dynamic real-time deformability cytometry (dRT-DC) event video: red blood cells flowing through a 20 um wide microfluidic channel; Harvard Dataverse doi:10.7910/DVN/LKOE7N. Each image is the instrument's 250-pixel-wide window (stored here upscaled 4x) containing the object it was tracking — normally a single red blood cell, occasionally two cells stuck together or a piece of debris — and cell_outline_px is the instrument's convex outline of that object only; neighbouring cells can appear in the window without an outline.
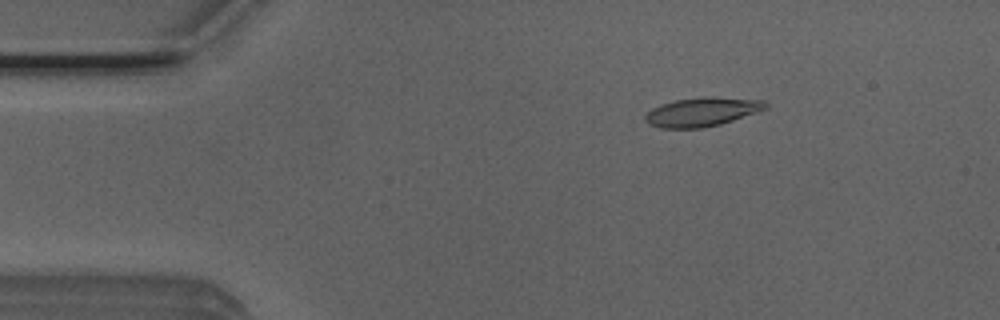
{"species": "Egyptian fruit bat (a non-hibernating species)", "species_latin": "Rousettus aegyptiacus", "temperature_condition": "room temperature", "stored_images_in_passage": 19, "camera_frame_rate_fps": 3000, "um_per_image_px": 0.085, "animal": {"sex": "male"}, "frame": {"image": 1, "passage_image": 8, "time_ms": 2.333, "image_size_px": [1000, 320], "cell_outline_px": [[768, 108], [720, 124], [704, 128], [660, 128], [648, 124], [644, 120], [644, 116], [652, 108], [660, 104], [676, 100], [764, 100], [768, 104]], "centroid_in_image_um": [59.57, 9.58], "position_along_channel_um": 25.4, "area_um2": 19.02}}
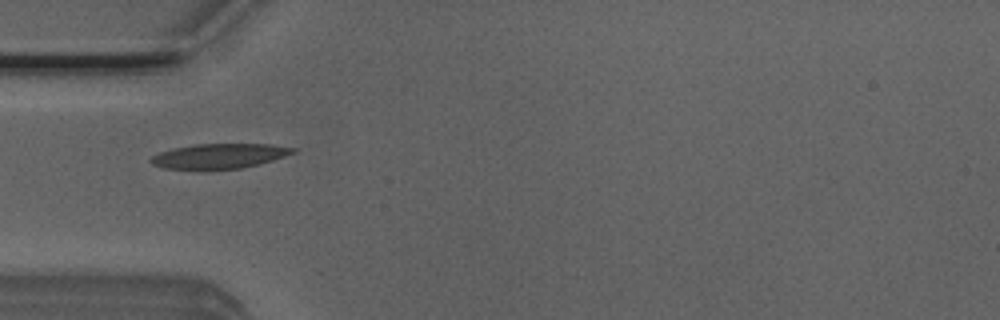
{"frame": {"image": 2, "passage_image": 16, "time_ms": 5.0, "image_size_px": [1000, 320], "cell_outline_px": [[296, 152], [260, 164], [240, 168], [164, 168], [152, 164], [148, 160], [152, 156], [160, 152], [172, 148], [196, 144], [272, 144], [296, 148]], "centroid_in_image_um": [18.65, 13.24], "position_along_channel_um": 66.3, "area_um2": 20.23}}